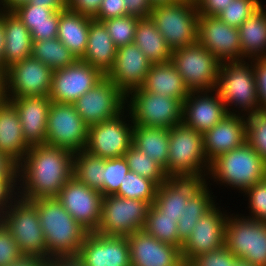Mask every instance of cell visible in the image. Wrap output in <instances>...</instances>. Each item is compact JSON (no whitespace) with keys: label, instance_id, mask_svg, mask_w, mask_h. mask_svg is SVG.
<instances>
[{"label":"cell","instance_id":"obj_4","mask_svg":"<svg viewBox=\"0 0 266 266\" xmlns=\"http://www.w3.org/2000/svg\"><path fill=\"white\" fill-rule=\"evenodd\" d=\"M216 90L228 114L248 116L260 111L251 60L222 62Z\"/></svg>","mask_w":266,"mask_h":266},{"label":"cell","instance_id":"obj_60","mask_svg":"<svg viewBox=\"0 0 266 266\" xmlns=\"http://www.w3.org/2000/svg\"><path fill=\"white\" fill-rule=\"evenodd\" d=\"M28 2L29 0H0V10L5 12H13L19 6Z\"/></svg>","mask_w":266,"mask_h":266},{"label":"cell","instance_id":"obj_21","mask_svg":"<svg viewBox=\"0 0 266 266\" xmlns=\"http://www.w3.org/2000/svg\"><path fill=\"white\" fill-rule=\"evenodd\" d=\"M76 258L83 266H131L127 236L89 232Z\"/></svg>","mask_w":266,"mask_h":266},{"label":"cell","instance_id":"obj_36","mask_svg":"<svg viewBox=\"0 0 266 266\" xmlns=\"http://www.w3.org/2000/svg\"><path fill=\"white\" fill-rule=\"evenodd\" d=\"M208 185L198 195L188 199L187 203L184 204V213L177 223L178 237L183 243L190 236L199 219L217 202V196L213 194L214 192L210 187L213 186L210 180H208Z\"/></svg>","mask_w":266,"mask_h":266},{"label":"cell","instance_id":"obj_17","mask_svg":"<svg viewBox=\"0 0 266 266\" xmlns=\"http://www.w3.org/2000/svg\"><path fill=\"white\" fill-rule=\"evenodd\" d=\"M219 202L199 219L183 243L181 254L185 264L200 254L225 245V227L230 212L223 206L221 208V201Z\"/></svg>","mask_w":266,"mask_h":266},{"label":"cell","instance_id":"obj_40","mask_svg":"<svg viewBox=\"0 0 266 266\" xmlns=\"http://www.w3.org/2000/svg\"><path fill=\"white\" fill-rule=\"evenodd\" d=\"M130 171L153 181L157 186L165 182L167 174L158 162L152 160L133 144L124 155Z\"/></svg>","mask_w":266,"mask_h":266},{"label":"cell","instance_id":"obj_9","mask_svg":"<svg viewBox=\"0 0 266 266\" xmlns=\"http://www.w3.org/2000/svg\"><path fill=\"white\" fill-rule=\"evenodd\" d=\"M231 212L225 227L226 247L238 259L266 266V223Z\"/></svg>","mask_w":266,"mask_h":266},{"label":"cell","instance_id":"obj_16","mask_svg":"<svg viewBox=\"0 0 266 266\" xmlns=\"http://www.w3.org/2000/svg\"><path fill=\"white\" fill-rule=\"evenodd\" d=\"M208 185V174L167 175L157 187L152 206L162 215L176 217L184 213V204Z\"/></svg>","mask_w":266,"mask_h":266},{"label":"cell","instance_id":"obj_23","mask_svg":"<svg viewBox=\"0 0 266 266\" xmlns=\"http://www.w3.org/2000/svg\"><path fill=\"white\" fill-rule=\"evenodd\" d=\"M131 266H186L181 249L155 239L144 230L127 236Z\"/></svg>","mask_w":266,"mask_h":266},{"label":"cell","instance_id":"obj_5","mask_svg":"<svg viewBox=\"0 0 266 266\" xmlns=\"http://www.w3.org/2000/svg\"><path fill=\"white\" fill-rule=\"evenodd\" d=\"M149 18L172 51L198 42L199 14L195 3L181 0L156 5Z\"/></svg>","mask_w":266,"mask_h":266},{"label":"cell","instance_id":"obj_25","mask_svg":"<svg viewBox=\"0 0 266 266\" xmlns=\"http://www.w3.org/2000/svg\"><path fill=\"white\" fill-rule=\"evenodd\" d=\"M247 121L241 114H228L203 133L205 155L209 163L246 142Z\"/></svg>","mask_w":266,"mask_h":266},{"label":"cell","instance_id":"obj_38","mask_svg":"<svg viewBox=\"0 0 266 266\" xmlns=\"http://www.w3.org/2000/svg\"><path fill=\"white\" fill-rule=\"evenodd\" d=\"M31 56L53 71L73 65L78 60L58 38L33 41Z\"/></svg>","mask_w":266,"mask_h":266},{"label":"cell","instance_id":"obj_41","mask_svg":"<svg viewBox=\"0 0 266 266\" xmlns=\"http://www.w3.org/2000/svg\"><path fill=\"white\" fill-rule=\"evenodd\" d=\"M157 187L150 179L129 171L115 195L127 199L149 202L152 205L156 197Z\"/></svg>","mask_w":266,"mask_h":266},{"label":"cell","instance_id":"obj_62","mask_svg":"<svg viewBox=\"0 0 266 266\" xmlns=\"http://www.w3.org/2000/svg\"><path fill=\"white\" fill-rule=\"evenodd\" d=\"M152 6L160 5V4H172L181 0H149Z\"/></svg>","mask_w":266,"mask_h":266},{"label":"cell","instance_id":"obj_44","mask_svg":"<svg viewBox=\"0 0 266 266\" xmlns=\"http://www.w3.org/2000/svg\"><path fill=\"white\" fill-rule=\"evenodd\" d=\"M262 4V0H233L217 17L229 26L238 28Z\"/></svg>","mask_w":266,"mask_h":266},{"label":"cell","instance_id":"obj_22","mask_svg":"<svg viewBox=\"0 0 266 266\" xmlns=\"http://www.w3.org/2000/svg\"><path fill=\"white\" fill-rule=\"evenodd\" d=\"M226 115L228 111L216 89L190 91L183 102L182 122L200 133L212 129Z\"/></svg>","mask_w":266,"mask_h":266},{"label":"cell","instance_id":"obj_8","mask_svg":"<svg viewBox=\"0 0 266 266\" xmlns=\"http://www.w3.org/2000/svg\"><path fill=\"white\" fill-rule=\"evenodd\" d=\"M126 109L134 125L170 129L182 122L183 103L136 88L126 95Z\"/></svg>","mask_w":266,"mask_h":266},{"label":"cell","instance_id":"obj_57","mask_svg":"<svg viewBox=\"0 0 266 266\" xmlns=\"http://www.w3.org/2000/svg\"><path fill=\"white\" fill-rule=\"evenodd\" d=\"M32 5L45 6L54 11L65 10L68 8V0H29Z\"/></svg>","mask_w":266,"mask_h":266},{"label":"cell","instance_id":"obj_2","mask_svg":"<svg viewBox=\"0 0 266 266\" xmlns=\"http://www.w3.org/2000/svg\"><path fill=\"white\" fill-rule=\"evenodd\" d=\"M37 209L47 245V259L76 258L89 231L56 198L30 201Z\"/></svg>","mask_w":266,"mask_h":266},{"label":"cell","instance_id":"obj_61","mask_svg":"<svg viewBox=\"0 0 266 266\" xmlns=\"http://www.w3.org/2000/svg\"><path fill=\"white\" fill-rule=\"evenodd\" d=\"M6 101L5 95V73L0 69V104Z\"/></svg>","mask_w":266,"mask_h":266},{"label":"cell","instance_id":"obj_24","mask_svg":"<svg viewBox=\"0 0 266 266\" xmlns=\"http://www.w3.org/2000/svg\"><path fill=\"white\" fill-rule=\"evenodd\" d=\"M152 63L134 43L117 48L115 63L106 77L125 95L140 88Z\"/></svg>","mask_w":266,"mask_h":266},{"label":"cell","instance_id":"obj_34","mask_svg":"<svg viewBox=\"0 0 266 266\" xmlns=\"http://www.w3.org/2000/svg\"><path fill=\"white\" fill-rule=\"evenodd\" d=\"M132 144L158 162L167 173L169 129L134 125Z\"/></svg>","mask_w":266,"mask_h":266},{"label":"cell","instance_id":"obj_59","mask_svg":"<svg viewBox=\"0 0 266 266\" xmlns=\"http://www.w3.org/2000/svg\"><path fill=\"white\" fill-rule=\"evenodd\" d=\"M47 266H83L77 258L49 259Z\"/></svg>","mask_w":266,"mask_h":266},{"label":"cell","instance_id":"obj_53","mask_svg":"<svg viewBox=\"0 0 266 266\" xmlns=\"http://www.w3.org/2000/svg\"><path fill=\"white\" fill-rule=\"evenodd\" d=\"M233 0H199L197 9L199 15L217 16Z\"/></svg>","mask_w":266,"mask_h":266},{"label":"cell","instance_id":"obj_42","mask_svg":"<svg viewBox=\"0 0 266 266\" xmlns=\"http://www.w3.org/2000/svg\"><path fill=\"white\" fill-rule=\"evenodd\" d=\"M139 19V17L134 15H127L123 17L109 18L102 21V23L115 46L118 48L134 42L135 31Z\"/></svg>","mask_w":266,"mask_h":266},{"label":"cell","instance_id":"obj_33","mask_svg":"<svg viewBox=\"0 0 266 266\" xmlns=\"http://www.w3.org/2000/svg\"><path fill=\"white\" fill-rule=\"evenodd\" d=\"M263 3L239 27L244 60L266 57V7Z\"/></svg>","mask_w":266,"mask_h":266},{"label":"cell","instance_id":"obj_12","mask_svg":"<svg viewBox=\"0 0 266 266\" xmlns=\"http://www.w3.org/2000/svg\"><path fill=\"white\" fill-rule=\"evenodd\" d=\"M133 128L131 116L125 109L114 118L88 127L85 151L102 159L122 157L132 145Z\"/></svg>","mask_w":266,"mask_h":266},{"label":"cell","instance_id":"obj_18","mask_svg":"<svg viewBox=\"0 0 266 266\" xmlns=\"http://www.w3.org/2000/svg\"><path fill=\"white\" fill-rule=\"evenodd\" d=\"M104 77L100 70L78 59L73 65L53 71L49 98L52 102L73 104Z\"/></svg>","mask_w":266,"mask_h":266},{"label":"cell","instance_id":"obj_28","mask_svg":"<svg viewBox=\"0 0 266 266\" xmlns=\"http://www.w3.org/2000/svg\"><path fill=\"white\" fill-rule=\"evenodd\" d=\"M116 54L117 47L104 24L93 19L89 25L85 54L80 60L92 65L106 76L115 63Z\"/></svg>","mask_w":266,"mask_h":266},{"label":"cell","instance_id":"obj_43","mask_svg":"<svg viewBox=\"0 0 266 266\" xmlns=\"http://www.w3.org/2000/svg\"><path fill=\"white\" fill-rule=\"evenodd\" d=\"M246 142L266 162V111H258L246 116Z\"/></svg>","mask_w":266,"mask_h":266},{"label":"cell","instance_id":"obj_10","mask_svg":"<svg viewBox=\"0 0 266 266\" xmlns=\"http://www.w3.org/2000/svg\"><path fill=\"white\" fill-rule=\"evenodd\" d=\"M171 62L190 91L216 89L221 62L199 42L173 50Z\"/></svg>","mask_w":266,"mask_h":266},{"label":"cell","instance_id":"obj_51","mask_svg":"<svg viewBox=\"0 0 266 266\" xmlns=\"http://www.w3.org/2000/svg\"><path fill=\"white\" fill-rule=\"evenodd\" d=\"M17 196V177H0V216Z\"/></svg>","mask_w":266,"mask_h":266},{"label":"cell","instance_id":"obj_7","mask_svg":"<svg viewBox=\"0 0 266 266\" xmlns=\"http://www.w3.org/2000/svg\"><path fill=\"white\" fill-rule=\"evenodd\" d=\"M203 133L183 122L169 129L167 175L208 174Z\"/></svg>","mask_w":266,"mask_h":266},{"label":"cell","instance_id":"obj_6","mask_svg":"<svg viewBox=\"0 0 266 266\" xmlns=\"http://www.w3.org/2000/svg\"><path fill=\"white\" fill-rule=\"evenodd\" d=\"M23 255L47 259V245L36 207L17 196L0 216Z\"/></svg>","mask_w":266,"mask_h":266},{"label":"cell","instance_id":"obj_35","mask_svg":"<svg viewBox=\"0 0 266 266\" xmlns=\"http://www.w3.org/2000/svg\"><path fill=\"white\" fill-rule=\"evenodd\" d=\"M152 64L171 61L172 50L150 18H140L134 42Z\"/></svg>","mask_w":266,"mask_h":266},{"label":"cell","instance_id":"obj_11","mask_svg":"<svg viewBox=\"0 0 266 266\" xmlns=\"http://www.w3.org/2000/svg\"><path fill=\"white\" fill-rule=\"evenodd\" d=\"M151 204L117 195L103 196L101 220L95 232L106 236H129L143 230Z\"/></svg>","mask_w":266,"mask_h":266},{"label":"cell","instance_id":"obj_45","mask_svg":"<svg viewBox=\"0 0 266 266\" xmlns=\"http://www.w3.org/2000/svg\"><path fill=\"white\" fill-rule=\"evenodd\" d=\"M129 171L124 156L104 159V196L115 195Z\"/></svg>","mask_w":266,"mask_h":266},{"label":"cell","instance_id":"obj_49","mask_svg":"<svg viewBox=\"0 0 266 266\" xmlns=\"http://www.w3.org/2000/svg\"><path fill=\"white\" fill-rule=\"evenodd\" d=\"M260 111H266V57L251 59Z\"/></svg>","mask_w":266,"mask_h":266},{"label":"cell","instance_id":"obj_20","mask_svg":"<svg viewBox=\"0 0 266 266\" xmlns=\"http://www.w3.org/2000/svg\"><path fill=\"white\" fill-rule=\"evenodd\" d=\"M198 42L222 62L243 61L239 29L217 16L199 15Z\"/></svg>","mask_w":266,"mask_h":266},{"label":"cell","instance_id":"obj_26","mask_svg":"<svg viewBox=\"0 0 266 266\" xmlns=\"http://www.w3.org/2000/svg\"><path fill=\"white\" fill-rule=\"evenodd\" d=\"M8 101L19 114L25 142L30 147L46 144L48 111L52 103L49 96L18 97Z\"/></svg>","mask_w":266,"mask_h":266},{"label":"cell","instance_id":"obj_47","mask_svg":"<svg viewBox=\"0 0 266 266\" xmlns=\"http://www.w3.org/2000/svg\"><path fill=\"white\" fill-rule=\"evenodd\" d=\"M239 259L226 245L192 258L186 266H233Z\"/></svg>","mask_w":266,"mask_h":266},{"label":"cell","instance_id":"obj_27","mask_svg":"<svg viewBox=\"0 0 266 266\" xmlns=\"http://www.w3.org/2000/svg\"><path fill=\"white\" fill-rule=\"evenodd\" d=\"M29 148L22 134L19 114L6 100L0 104V152L18 165Z\"/></svg>","mask_w":266,"mask_h":266},{"label":"cell","instance_id":"obj_15","mask_svg":"<svg viewBox=\"0 0 266 266\" xmlns=\"http://www.w3.org/2000/svg\"><path fill=\"white\" fill-rule=\"evenodd\" d=\"M73 105L90 127L121 114L126 109V95L105 76Z\"/></svg>","mask_w":266,"mask_h":266},{"label":"cell","instance_id":"obj_29","mask_svg":"<svg viewBox=\"0 0 266 266\" xmlns=\"http://www.w3.org/2000/svg\"><path fill=\"white\" fill-rule=\"evenodd\" d=\"M140 88L146 92L179 99L182 103L190 93L171 61L152 64Z\"/></svg>","mask_w":266,"mask_h":266},{"label":"cell","instance_id":"obj_31","mask_svg":"<svg viewBox=\"0 0 266 266\" xmlns=\"http://www.w3.org/2000/svg\"><path fill=\"white\" fill-rule=\"evenodd\" d=\"M92 20L93 17L71 11L68 8L59 10L57 38L77 59H81L85 54L89 25Z\"/></svg>","mask_w":266,"mask_h":266},{"label":"cell","instance_id":"obj_52","mask_svg":"<svg viewBox=\"0 0 266 266\" xmlns=\"http://www.w3.org/2000/svg\"><path fill=\"white\" fill-rule=\"evenodd\" d=\"M102 0H68V9L94 17L101 6Z\"/></svg>","mask_w":266,"mask_h":266},{"label":"cell","instance_id":"obj_37","mask_svg":"<svg viewBox=\"0 0 266 266\" xmlns=\"http://www.w3.org/2000/svg\"><path fill=\"white\" fill-rule=\"evenodd\" d=\"M73 177L104 196V159L85 150L73 156Z\"/></svg>","mask_w":266,"mask_h":266},{"label":"cell","instance_id":"obj_54","mask_svg":"<svg viewBox=\"0 0 266 266\" xmlns=\"http://www.w3.org/2000/svg\"><path fill=\"white\" fill-rule=\"evenodd\" d=\"M127 15L149 18L153 6L149 0H124Z\"/></svg>","mask_w":266,"mask_h":266},{"label":"cell","instance_id":"obj_39","mask_svg":"<svg viewBox=\"0 0 266 266\" xmlns=\"http://www.w3.org/2000/svg\"><path fill=\"white\" fill-rule=\"evenodd\" d=\"M177 223L176 217L162 216L151 205L143 230L155 239L181 249L183 242L178 237Z\"/></svg>","mask_w":266,"mask_h":266},{"label":"cell","instance_id":"obj_55","mask_svg":"<svg viewBox=\"0 0 266 266\" xmlns=\"http://www.w3.org/2000/svg\"><path fill=\"white\" fill-rule=\"evenodd\" d=\"M0 177H17V164L0 152Z\"/></svg>","mask_w":266,"mask_h":266},{"label":"cell","instance_id":"obj_46","mask_svg":"<svg viewBox=\"0 0 266 266\" xmlns=\"http://www.w3.org/2000/svg\"><path fill=\"white\" fill-rule=\"evenodd\" d=\"M242 194L248 200L246 209H249L248 214L242 215L266 223V178L247 188Z\"/></svg>","mask_w":266,"mask_h":266},{"label":"cell","instance_id":"obj_63","mask_svg":"<svg viewBox=\"0 0 266 266\" xmlns=\"http://www.w3.org/2000/svg\"><path fill=\"white\" fill-rule=\"evenodd\" d=\"M233 266H257L245 260L239 259Z\"/></svg>","mask_w":266,"mask_h":266},{"label":"cell","instance_id":"obj_48","mask_svg":"<svg viewBox=\"0 0 266 266\" xmlns=\"http://www.w3.org/2000/svg\"><path fill=\"white\" fill-rule=\"evenodd\" d=\"M22 255L11 233L0 221V266H7Z\"/></svg>","mask_w":266,"mask_h":266},{"label":"cell","instance_id":"obj_50","mask_svg":"<svg viewBox=\"0 0 266 266\" xmlns=\"http://www.w3.org/2000/svg\"><path fill=\"white\" fill-rule=\"evenodd\" d=\"M127 16L124 0H102L101 6L93 19L104 21L109 18Z\"/></svg>","mask_w":266,"mask_h":266},{"label":"cell","instance_id":"obj_1","mask_svg":"<svg viewBox=\"0 0 266 266\" xmlns=\"http://www.w3.org/2000/svg\"><path fill=\"white\" fill-rule=\"evenodd\" d=\"M74 153L49 145L31 146L17 165V194L33 201L57 197L73 176Z\"/></svg>","mask_w":266,"mask_h":266},{"label":"cell","instance_id":"obj_13","mask_svg":"<svg viewBox=\"0 0 266 266\" xmlns=\"http://www.w3.org/2000/svg\"><path fill=\"white\" fill-rule=\"evenodd\" d=\"M88 126L73 104L52 102L48 111L46 145L73 153L85 150Z\"/></svg>","mask_w":266,"mask_h":266},{"label":"cell","instance_id":"obj_3","mask_svg":"<svg viewBox=\"0 0 266 266\" xmlns=\"http://www.w3.org/2000/svg\"><path fill=\"white\" fill-rule=\"evenodd\" d=\"M266 178V162L247 143L218 156L210 163L208 180L242 193Z\"/></svg>","mask_w":266,"mask_h":266},{"label":"cell","instance_id":"obj_56","mask_svg":"<svg viewBox=\"0 0 266 266\" xmlns=\"http://www.w3.org/2000/svg\"><path fill=\"white\" fill-rule=\"evenodd\" d=\"M48 259L32 256V255H22L18 260L10 263L7 266H47Z\"/></svg>","mask_w":266,"mask_h":266},{"label":"cell","instance_id":"obj_64","mask_svg":"<svg viewBox=\"0 0 266 266\" xmlns=\"http://www.w3.org/2000/svg\"><path fill=\"white\" fill-rule=\"evenodd\" d=\"M183 1H186V2H192V3L197 4V2H198L199 0H183Z\"/></svg>","mask_w":266,"mask_h":266},{"label":"cell","instance_id":"obj_58","mask_svg":"<svg viewBox=\"0 0 266 266\" xmlns=\"http://www.w3.org/2000/svg\"><path fill=\"white\" fill-rule=\"evenodd\" d=\"M5 30H4V11L0 10V69L4 71V47H5Z\"/></svg>","mask_w":266,"mask_h":266},{"label":"cell","instance_id":"obj_19","mask_svg":"<svg viewBox=\"0 0 266 266\" xmlns=\"http://www.w3.org/2000/svg\"><path fill=\"white\" fill-rule=\"evenodd\" d=\"M62 206L89 232H95L101 220L103 195L71 177L56 197Z\"/></svg>","mask_w":266,"mask_h":266},{"label":"cell","instance_id":"obj_14","mask_svg":"<svg viewBox=\"0 0 266 266\" xmlns=\"http://www.w3.org/2000/svg\"><path fill=\"white\" fill-rule=\"evenodd\" d=\"M6 100L18 97L49 96L53 70L32 56L4 71Z\"/></svg>","mask_w":266,"mask_h":266},{"label":"cell","instance_id":"obj_32","mask_svg":"<svg viewBox=\"0 0 266 266\" xmlns=\"http://www.w3.org/2000/svg\"><path fill=\"white\" fill-rule=\"evenodd\" d=\"M32 35L33 41L57 38L59 11L29 2L13 11Z\"/></svg>","mask_w":266,"mask_h":266},{"label":"cell","instance_id":"obj_30","mask_svg":"<svg viewBox=\"0 0 266 266\" xmlns=\"http://www.w3.org/2000/svg\"><path fill=\"white\" fill-rule=\"evenodd\" d=\"M4 71L32 55V35L14 12L4 11Z\"/></svg>","mask_w":266,"mask_h":266}]
</instances>
